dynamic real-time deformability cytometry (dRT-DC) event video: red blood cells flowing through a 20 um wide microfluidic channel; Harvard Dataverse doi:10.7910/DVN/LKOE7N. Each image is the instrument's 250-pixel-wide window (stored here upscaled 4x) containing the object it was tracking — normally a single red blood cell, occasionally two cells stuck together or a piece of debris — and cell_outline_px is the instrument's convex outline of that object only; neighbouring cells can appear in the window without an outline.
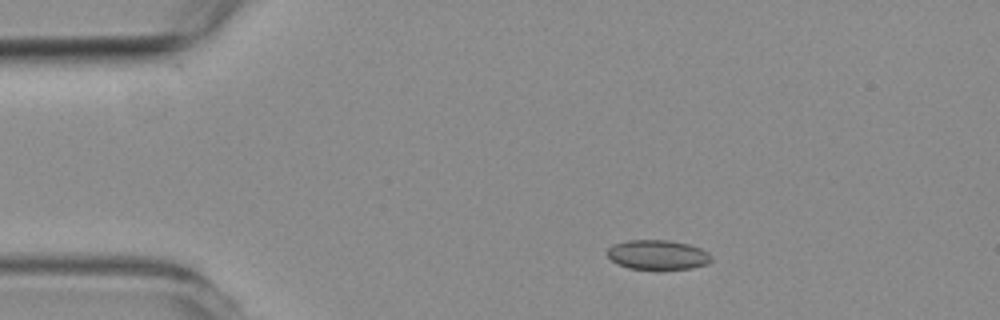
{"species": "common noctule bat (a hibernating species)", "species_latin": "Nyctalus noctula", "temperature_condition": "room temperature", "stored_images_in_passage": 5, "camera_frame_rate_fps": 3000, "um_per_image_px": 0.085, "animal": {"sex": "female", "body_mass_g": 19.3, "forearm_length_mm": 54.1}, "frame": {"image": 1, "passage_image": 2, "time_ms": 1.333, "image_size_px": [1000, 320], "cell_outline_px": [[712, 260], [708, 264], [692, 268], [660, 272], [628, 268], [616, 264], [608, 256], [608, 248], [612, 244], [628, 240], [668, 240], [688, 244], [700, 248], [708, 252], [712, 256]], "centroid_in_image_um": [55.92, 21.7], "position_along_channel_um": 29.1, "area_um2": 18.73}}
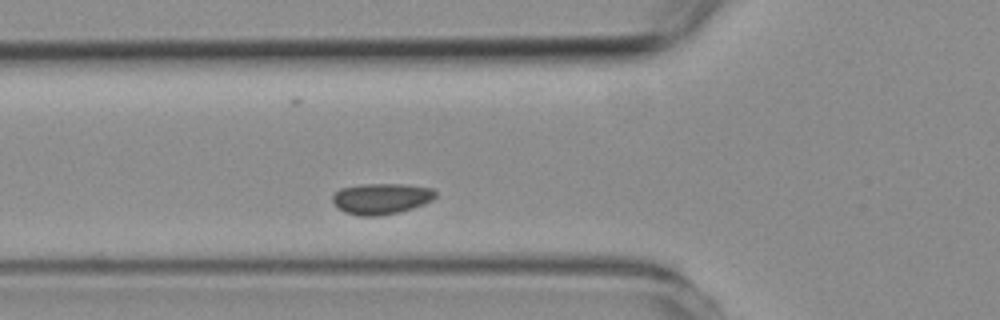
{"frame": {"image": 2, "passage_image": 5, "time_ms": 5.667, "image_size_px": [1000, 320], "cell_outline_px": [[436, 196], [432, 200], [424, 204], [400, 212], [376, 216], [360, 216], [344, 212], [332, 200], [332, 196], [340, 188], [364, 184], [404, 184], [432, 188], [436, 192]], "centroid_in_image_um": [32.43, 16.88], "position_along_channel_um": 93.4, "area_um2": 18.5}}